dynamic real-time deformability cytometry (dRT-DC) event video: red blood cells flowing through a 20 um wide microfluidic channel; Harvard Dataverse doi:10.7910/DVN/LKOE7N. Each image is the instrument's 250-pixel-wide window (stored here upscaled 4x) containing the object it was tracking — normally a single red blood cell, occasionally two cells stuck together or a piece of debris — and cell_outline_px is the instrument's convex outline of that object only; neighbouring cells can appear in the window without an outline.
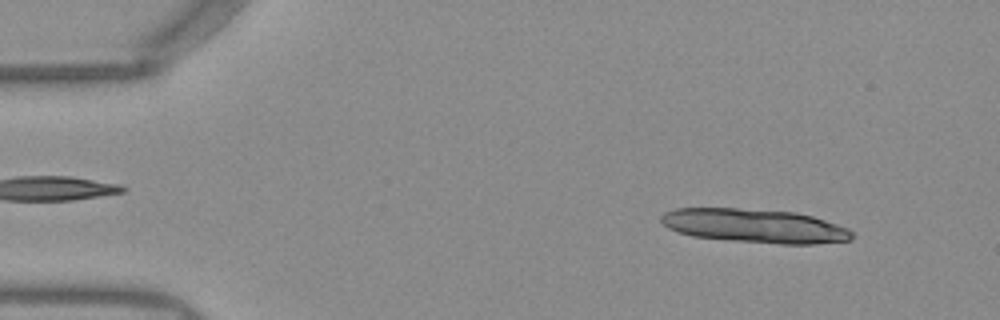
{"species": "Egyptian fruit bat (a non-hibernating species)", "species_latin": "Rousettus aegyptiacus", "temperature_condition": "warm", "stored_images_in_passage": 14, "camera_frame_rate_fps": 3000, "um_per_image_px": 0.085, "frame": {"image": 1, "passage_image": 5, "time_ms": 1.333, "image_size_px": [1000, 320], "cell_outline_px": [[852, 240], [812, 244], [780, 244], [732, 240], [692, 236], [668, 228], [660, 220], [660, 216], [664, 212], [676, 208], [740, 208], [796, 212], [812, 216], [848, 228], [852, 232]], "centroid_in_image_um": [64.14, 19.19], "position_along_channel_um": 20.9, "area_um2": 37.57}}